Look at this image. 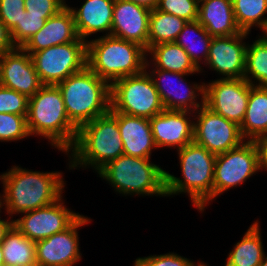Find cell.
I'll list each match as a JSON object with an SVG mask.
<instances>
[{"label":"cell","instance_id":"1","mask_svg":"<svg viewBox=\"0 0 267 266\" xmlns=\"http://www.w3.org/2000/svg\"><path fill=\"white\" fill-rule=\"evenodd\" d=\"M62 172H40L12 166L0 175L3 184L2 206L6 214H19L50 205L62 197L65 188Z\"/></svg>","mask_w":267,"mask_h":266},{"label":"cell","instance_id":"2","mask_svg":"<svg viewBox=\"0 0 267 266\" xmlns=\"http://www.w3.org/2000/svg\"><path fill=\"white\" fill-rule=\"evenodd\" d=\"M26 119L30 136H42L62 152L74 146L78 128L69 120L57 85H43L29 98Z\"/></svg>","mask_w":267,"mask_h":266},{"label":"cell","instance_id":"3","mask_svg":"<svg viewBox=\"0 0 267 266\" xmlns=\"http://www.w3.org/2000/svg\"><path fill=\"white\" fill-rule=\"evenodd\" d=\"M123 154L124 148L117 123V112L111 110L83 124L78 129L74 146L68 153L66 152L70 158L68 164L70 169L76 167H92L93 169L94 167L97 173Z\"/></svg>","mask_w":267,"mask_h":266},{"label":"cell","instance_id":"4","mask_svg":"<svg viewBox=\"0 0 267 266\" xmlns=\"http://www.w3.org/2000/svg\"><path fill=\"white\" fill-rule=\"evenodd\" d=\"M177 151L183 180L166 172V195L185 193L202 213L205 206L214 200V164L217 155L194 141Z\"/></svg>","mask_w":267,"mask_h":266},{"label":"cell","instance_id":"5","mask_svg":"<svg viewBox=\"0 0 267 266\" xmlns=\"http://www.w3.org/2000/svg\"><path fill=\"white\" fill-rule=\"evenodd\" d=\"M147 52L140 45L112 35L87 41V67L110 85L145 70Z\"/></svg>","mask_w":267,"mask_h":266},{"label":"cell","instance_id":"6","mask_svg":"<svg viewBox=\"0 0 267 266\" xmlns=\"http://www.w3.org/2000/svg\"><path fill=\"white\" fill-rule=\"evenodd\" d=\"M69 120L79 129L110 111V84L87 66L57 84Z\"/></svg>","mask_w":267,"mask_h":266},{"label":"cell","instance_id":"7","mask_svg":"<svg viewBox=\"0 0 267 266\" xmlns=\"http://www.w3.org/2000/svg\"><path fill=\"white\" fill-rule=\"evenodd\" d=\"M98 174L119 194L167 197L166 171L152 163L150 158L123 154L109 162Z\"/></svg>","mask_w":267,"mask_h":266},{"label":"cell","instance_id":"8","mask_svg":"<svg viewBox=\"0 0 267 266\" xmlns=\"http://www.w3.org/2000/svg\"><path fill=\"white\" fill-rule=\"evenodd\" d=\"M147 71L120 78L110 85L111 111L150 119L164 110Z\"/></svg>","mask_w":267,"mask_h":266},{"label":"cell","instance_id":"9","mask_svg":"<svg viewBox=\"0 0 267 266\" xmlns=\"http://www.w3.org/2000/svg\"><path fill=\"white\" fill-rule=\"evenodd\" d=\"M87 42L78 39L48 47L31 54L35 70L43 85H57L87 66Z\"/></svg>","mask_w":267,"mask_h":266},{"label":"cell","instance_id":"10","mask_svg":"<svg viewBox=\"0 0 267 266\" xmlns=\"http://www.w3.org/2000/svg\"><path fill=\"white\" fill-rule=\"evenodd\" d=\"M258 150L254 141L218 154L214 164V199L230 188L242 185L259 172Z\"/></svg>","mask_w":267,"mask_h":266},{"label":"cell","instance_id":"11","mask_svg":"<svg viewBox=\"0 0 267 266\" xmlns=\"http://www.w3.org/2000/svg\"><path fill=\"white\" fill-rule=\"evenodd\" d=\"M193 114V141L209 152L216 155L225 153L246 141L237 123L213 112L204 104Z\"/></svg>","mask_w":267,"mask_h":266},{"label":"cell","instance_id":"12","mask_svg":"<svg viewBox=\"0 0 267 266\" xmlns=\"http://www.w3.org/2000/svg\"><path fill=\"white\" fill-rule=\"evenodd\" d=\"M249 96L250 83L244 78H219L204 83V105L239 126L244 119Z\"/></svg>","mask_w":267,"mask_h":266},{"label":"cell","instance_id":"13","mask_svg":"<svg viewBox=\"0 0 267 266\" xmlns=\"http://www.w3.org/2000/svg\"><path fill=\"white\" fill-rule=\"evenodd\" d=\"M63 203L62 196L50 205L20 213L24 215L14 219V225L33 242L48 238L67 229L80 216Z\"/></svg>","mask_w":267,"mask_h":266},{"label":"cell","instance_id":"14","mask_svg":"<svg viewBox=\"0 0 267 266\" xmlns=\"http://www.w3.org/2000/svg\"><path fill=\"white\" fill-rule=\"evenodd\" d=\"M151 70L149 69L148 74L155 84L165 110L195 112L204 104V82L189 85L184 78V76L192 74H181L162 69ZM172 80L175 81L172 82ZM199 95H201V102L197 100Z\"/></svg>","mask_w":267,"mask_h":266},{"label":"cell","instance_id":"15","mask_svg":"<svg viewBox=\"0 0 267 266\" xmlns=\"http://www.w3.org/2000/svg\"><path fill=\"white\" fill-rule=\"evenodd\" d=\"M80 215L67 229L35 242L37 266H74L81 260L78 229L90 222Z\"/></svg>","mask_w":267,"mask_h":266},{"label":"cell","instance_id":"16","mask_svg":"<svg viewBox=\"0 0 267 266\" xmlns=\"http://www.w3.org/2000/svg\"><path fill=\"white\" fill-rule=\"evenodd\" d=\"M249 34L241 32L237 35L213 37L206 67L222 75V79L244 78L247 43L243 40Z\"/></svg>","mask_w":267,"mask_h":266},{"label":"cell","instance_id":"17","mask_svg":"<svg viewBox=\"0 0 267 266\" xmlns=\"http://www.w3.org/2000/svg\"><path fill=\"white\" fill-rule=\"evenodd\" d=\"M0 85L32 97L42 86L31 55L22 47L0 55Z\"/></svg>","mask_w":267,"mask_h":266},{"label":"cell","instance_id":"18","mask_svg":"<svg viewBox=\"0 0 267 266\" xmlns=\"http://www.w3.org/2000/svg\"><path fill=\"white\" fill-rule=\"evenodd\" d=\"M191 113L194 112L164 109L149 119L157 149L176 147L179 150L193 142L194 121L190 120Z\"/></svg>","mask_w":267,"mask_h":266},{"label":"cell","instance_id":"19","mask_svg":"<svg viewBox=\"0 0 267 266\" xmlns=\"http://www.w3.org/2000/svg\"><path fill=\"white\" fill-rule=\"evenodd\" d=\"M151 10L127 0H115L112 36L134 42L148 51L149 16Z\"/></svg>","mask_w":267,"mask_h":266},{"label":"cell","instance_id":"20","mask_svg":"<svg viewBox=\"0 0 267 266\" xmlns=\"http://www.w3.org/2000/svg\"><path fill=\"white\" fill-rule=\"evenodd\" d=\"M78 39L73 13L66 5L56 15L49 17L44 26L22 48L31 55L48 47Z\"/></svg>","mask_w":267,"mask_h":266},{"label":"cell","instance_id":"21","mask_svg":"<svg viewBox=\"0 0 267 266\" xmlns=\"http://www.w3.org/2000/svg\"><path fill=\"white\" fill-rule=\"evenodd\" d=\"M114 2L115 0H85L79 9L69 7L80 39L87 42L92 34H111Z\"/></svg>","mask_w":267,"mask_h":266},{"label":"cell","instance_id":"22","mask_svg":"<svg viewBox=\"0 0 267 266\" xmlns=\"http://www.w3.org/2000/svg\"><path fill=\"white\" fill-rule=\"evenodd\" d=\"M117 123L124 155L151 158L152 149L157 147L153 140L149 119L117 112Z\"/></svg>","mask_w":267,"mask_h":266},{"label":"cell","instance_id":"23","mask_svg":"<svg viewBox=\"0 0 267 266\" xmlns=\"http://www.w3.org/2000/svg\"><path fill=\"white\" fill-rule=\"evenodd\" d=\"M197 21L212 37L237 35L242 32L235 20L232 0L199 1Z\"/></svg>","mask_w":267,"mask_h":266},{"label":"cell","instance_id":"24","mask_svg":"<svg viewBox=\"0 0 267 266\" xmlns=\"http://www.w3.org/2000/svg\"><path fill=\"white\" fill-rule=\"evenodd\" d=\"M148 54L150 61H148ZM153 65H152V64ZM151 64V65H150ZM153 66L152 69H162L181 74L201 73L200 69L194 64L187 52L175 42L161 43L152 46L147 51L145 70Z\"/></svg>","mask_w":267,"mask_h":266},{"label":"cell","instance_id":"25","mask_svg":"<svg viewBox=\"0 0 267 266\" xmlns=\"http://www.w3.org/2000/svg\"><path fill=\"white\" fill-rule=\"evenodd\" d=\"M240 131L248 141L267 134V87L250 84V96Z\"/></svg>","mask_w":267,"mask_h":266},{"label":"cell","instance_id":"26","mask_svg":"<svg viewBox=\"0 0 267 266\" xmlns=\"http://www.w3.org/2000/svg\"><path fill=\"white\" fill-rule=\"evenodd\" d=\"M256 220L227 255L225 266H259L264 256L261 229Z\"/></svg>","mask_w":267,"mask_h":266},{"label":"cell","instance_id":"27","mask_svg":"<svg viewBox=\"0 0 267 266\" xmlns=\"http://www.w3.org/2000/svg\"><path fill=\"white\" fill-rule=\"evenodd\" d=\"M7 266H37L35 242L23 235L15 225L1 243Z\"/></svg>","mask_w":267,"mask_h":266},{"label":"cell","instance_id":"28","mask_svg":"<svg viewBox=\"0 0 267 266\" xmlns=\"http://www.w3.org/2000/svg\"><path fill=\"white\" fill-rule=\"evenodd\" d=\"M190 34H194V36L198 37H194ZM191 36L192 39H190ZM212 38L213 37L210 36L205 28L196 20L186 22L183 30L179 33L177 39L175 40V43L187 52L194 64L200 69V71H202L203 69L200 62H202V64L206 63Z\"/></svg>","mask_w":267,"mask_h":266},{"label":"cell","instance_id":"29","mask_svg":"<svg viewBox=\"0 0 267 266\" xmlns=\"http://www.w3.org/2000/svg\"><path fill=\"white\" fill-rule=\"evenodd\" d=\"M187 21L152 9L149 16L148 50L157 44L175 42Z\"/></svg>","mask_w":267,"mask_h":266},{"label":"cell","instance_id":"30","mask_svg":"<svg viewBox=\"0 0 267 266\" xmlns=\"http://www.w3.org/2000/svg\"><path fill=\"white\" fill-rule=\"evenodd\" d=\"M244 79L251 85L267 87V41L261 36L247 44Z\"/></svg>","mask_w":267,"mask_h":266},{"label":"cell","instance_id":"31","mask_svg":"<svg viewBox=\"0 0 267 266\" xmlns=\"http://www.w3.org/2000/svg\"><path fill=\"white\" fill-rule=\"evenodd\" d=\"M235 20L242 32L250 33L251 28L263 29L267 23V0H232Z\"/></svg>","mask_w":267,"mask_h":266},{"label":"cell","instance_id":"32","mask_svg":"<svg viewBox=\"0 0 267 266\" xmlns=\"http://www.w3.org/2000/svg\"><path fill=\"white\" fill-rule=\"evenodd\" d=\"M26 117L12 113H0V142L18 141L29 137Z\"/></svg>","mask_w":267,"mask_h":266},{"label":"cell","instance_id":"33","mask_svg":"<svg viewBox=\"0 0 267 266\" xmlns=\"http://www.w3.org/2000/svg\"><path fill=\"white\" fill-rule=\"evenodd\" d=\"M49 17L52 16L30 15L25 10L20 19V23H17L16 27L10 32L13 44L16 47H23L44 26Z\"/></svg>","mask_w":267,"mask_h":266},{"label":"cell","instance_id":"34","mask_svg":"<svg viewBox=\"0 0 267 266\" xmlns=\"http://www.w3.org/2000/svg\"><path fill=\"white\" fill-rule=\"evenodd\" d=\"M198 6L197 0H158L156 9L191 22L198 19Z\"/></svg>","mask_w":267,"mask_h":266},{"label":"cell","instance_id":"35","mask_svg":"<svg viewBox=\"0 0 267 266\" xmlns=\"http://www.w3.org/2000/svg\"><path fill=\"white\" fill-rule=\"evenodd\" d=\"M28 102L26 95L0 85V113L27 116Z\"/></svg>","mask_w":267,"mask_h":266},{"label":"cell","instance_id":"36","mask_svg":"<svg viewBox=\"0 0 267 266\" xmlns=\"http://www.w3.org/2000/svg\"><path fill=\"white\" fill-rule=\"evenodd\" d=\"M198 262V264H195L190 259L180 256L177 253L169 252L166 254L139 257L135 260L133 266H201L202 262Z\"/></svg>","mask_w":267,"mask_h":266},{"label":"cell","instance_id":"37","mask_svg":"<svg viewBox=\"0 0 267 266\" xmlns=\"http://www.w3.org/2000/svg\"><path fill=\"white\" fill-rule=\"evenodd\" d=\"M24 11V0H0V20L10 32L20 23Z\"/></svg>","mask_w":267,"mask_h":266},{"label":"cell","instance_id":"38","mask_svg":"<svg viewBox=\"0 0 267 266\" xmlns=\"http://www.w3.org/2000/svg\"><path fill=\"white\" fill-rule=\"evenodd\" d=\"M24 5L30 15L54 16L67 4L65 0H24Z\"/></svg>","mask_w":267,"mask_h":266},{"label":"cell","instance_id":"39","mask_svg":"<svg viewBox=\"0 0 267 266\" xmlns=\"http://www.w3.org/2000/svg\"><path fill=\"white\" fill-rule=\"evenodd\" d=\"M16 48L13 44L10 30L0 20V55L12 51Z\"/></svg>","mask_w":267,"mask_h":266},{"label":"cell","instance_id":"40","mask_svg":"<svg viewBox=\"0 0 267 266\" xmlns=\"http://www.w3.org/2000/svg\"><path fill=\"white\" fill-rule=\"evenodd\" d=\"M254 142L258 150L259 169L267 170V134L257 137Z\"/></svg>","mask_w":267,"mask_h":266},{"label":"cell","instance_id":"41","mask_svg":"<svg viewBox=\"0 0 267 266\" xmlns=\"http://www.w3.org/2000/svg\"><path fill=\"white\" fill-rule=\"evenodd\" d=\"M14 225V219L10 218L2 219L0 216V243L5 239L6 233L10 230V228Z\"/></svg>","mask_w":267,"mask_h":266},{"label":"cell","instance_id":"42","mask_svg":"<svg viewBox=\"0 0 267 266\" xmlns=\"http://www.w3.org/2000/svg\"><path fill=\"white\" fill-rule=\"evenodd\" d=\"M127 1H131L135 4L142 5L144 7L149 8L150 10L155 9L158 4V0H127Z\"/></svg>","mask_w":267,"mask_h":266},{"label":"cell","instance_id":"43","mask_svg":"<svg viewBox=\"0 0 267 266\" xmlns=\"http://www.w3.org/2000/svg\"><path fill=\"white\" fill-rule=\"evenodd\" d=\"M5 262H4V258H3V250L1 247V243H0V266H4Z\"/></svg>","mask_w":267,"mask_h":266},{"label":"cell","instance_id":"44","mask_svg":"<svg viewBox=\"0 0 267 266\" xmlns=\"http://www.w3.org/2000/svg\"><path fill=\"white\" fill-rule=\"evenodd\" d=\"M262 32H263V34H262L261 37H262L265 41H267V23L265 24L264 28L262 29Z\"/></svg>","mask_w":267,"mask_h":266},{"label":"cell","instance_id":"45","mask_svg":"<svg viewBox=\"0 0 267 266\" xmlns=\"http://www.w3.org/2000/svg\"><path fill=\"white\" fill-rule=\"evenodd\" d=\"M259 266H267V256L264 254L263 260L261 261Z\"/></svg>","mask_w":267,"mask_h":266},{"label":"cell","instance_id":"46","mask_svg":"<svg viewBox=\"0 0 267 266\" xmlns=\"http://www.w3.org/2000/svg\"><path fill=\"white\" fill-rule=\"evenodd\" d=\"M1 209H3V206H2V200H1V194H0V213H1Z\"/></svg>","mask_w":267,"mask_h":266},{"label":"cell","instance_id":"47","mask_svg":"<svg viewBox=\"0 0 267 266\" xmlns=\"http://www.w3.org/2000/svg\"><path fill=\"white\" fill-rule=\"evenodd\" d=\"M201 266H208V265L202 261Z\"/></svg>","mask_w":267,"mask_h":266}]
</instances>
